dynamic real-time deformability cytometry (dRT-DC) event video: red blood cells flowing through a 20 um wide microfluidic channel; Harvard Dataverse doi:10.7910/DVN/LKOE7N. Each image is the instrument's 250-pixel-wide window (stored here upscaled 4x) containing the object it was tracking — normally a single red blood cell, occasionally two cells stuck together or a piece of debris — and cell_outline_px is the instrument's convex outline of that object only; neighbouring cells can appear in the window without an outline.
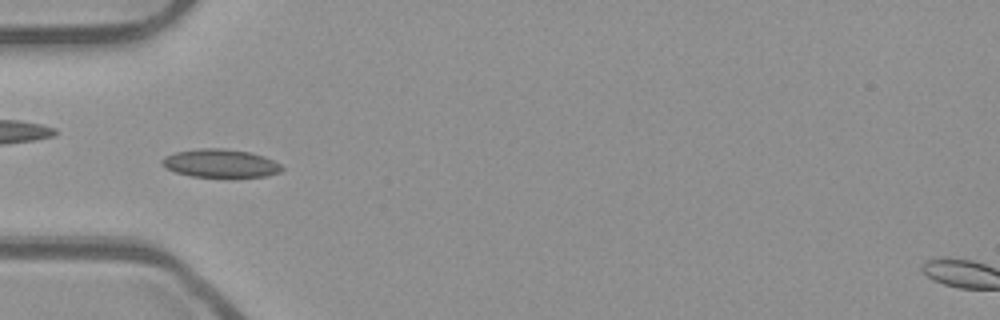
{"species": "common noctule bat (a hibernating species)", "species_latin": "Nyctalus noctula", "temperature_condition": "room temperature", "stored_images_in_passage": 53, "camera_frame_rate_fps": 3000, "um_per_image_px": 0.085, "animal": {"sex": "male", "body_mass_g": 23.1, "forearm_length_mm": 52.7}, "frame": {"image": 1, "passage_image": 18, "time_ms": 5.667, "image_size_px": [1000, 320], "cell_outline_px": [[284, 168], [280, 172], [268, 176], [192, 176], [176, 172], [164, 168], [160, 164], [160, 160], [164, 156], [176, 152], [200, 148], [224, 148], [248, 152], [264, 156], [280, 164]], "centroid_in_image_um": [18.7, 13.87], "position_along_channel_um": 66.3, "area_um2": 19.59}}
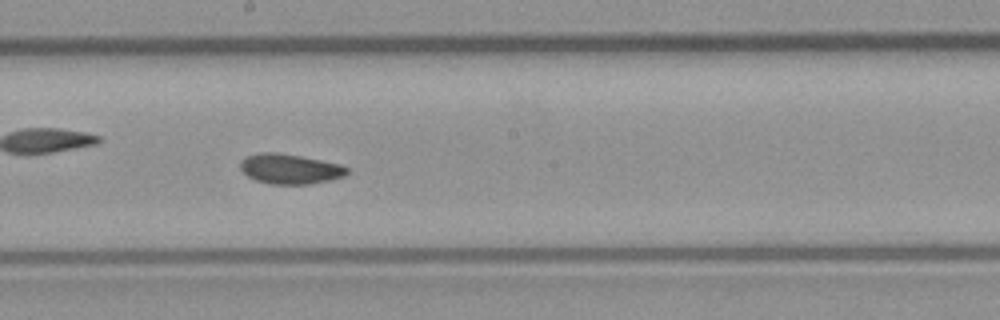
{"frame": {"image": 2, "passage_image": 30, "time_ms": 9.667, "image_size_px": [1000, 320], "cell_outline_px": [[348, 172], [344, 176], [332, 180], [308, 184], [268, 184], [256, 180], [248, 176], [240, 168], [240, 164], [244, 156], [260, 152], [276, 152], [300, 156], [340, 164], [348, 168]], "centroid_in_image_um": [24.63, 14.36], "position_along_channel_um": 223.6, "area_um2": 18.67}}
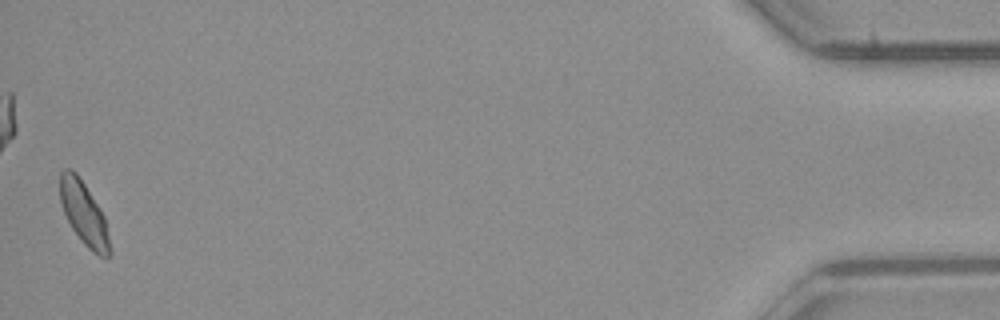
{"frame": {"image": 3, "passage_image": 53, "time_ms": 17.333, "image_size_px": [1000, 320], "cell_outline_px": [[112, 256], [100, 256], [92, 252], [84, 244], [72, 228], [64, 212], [60, 200], [60, 172], [64, 168], [72, 168], [76, 172], [100, 208], [104, 216], [112, 252]], "centroid_in_image_um": [7.14, 18.14], "position_along_channel_um": 428.1, "area_um2": 18.21}, "authors_computed_cell_mechanics": {"area_um2": 18.6694, "velocity_mm_per_s": 3.9207, "shape_relaxation_time_tau1_ms": 9.5137, "shape_relaxation_time_tau2_ms": 3.32, "deformation_change_tau1": 0.1054, "deformation_change_tau2": 0.0603}}